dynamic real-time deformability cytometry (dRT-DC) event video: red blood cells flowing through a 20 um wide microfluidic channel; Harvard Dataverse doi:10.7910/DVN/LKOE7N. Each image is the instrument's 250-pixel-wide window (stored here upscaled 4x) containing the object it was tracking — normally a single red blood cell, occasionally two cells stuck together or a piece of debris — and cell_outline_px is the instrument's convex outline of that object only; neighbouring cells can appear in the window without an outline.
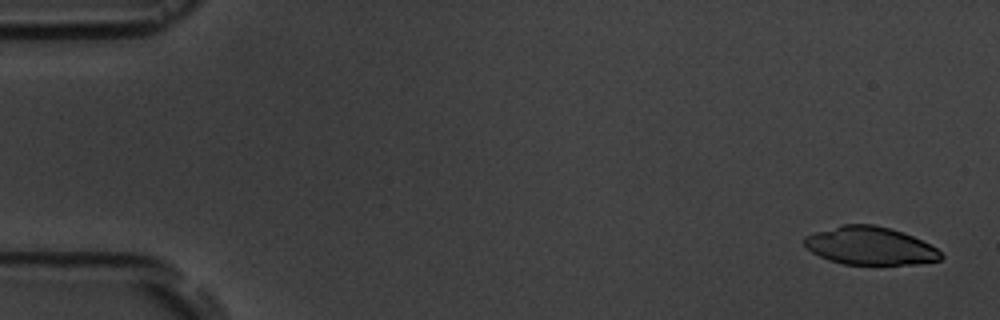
{"species": "common noctule bat (a hibernating species)", "species_latin": "Nyctalus noctula", "temperature_condition": "room temperature", "stored_images_in_passage": 6, "camera_frame_rate_fps": 3000, "um_per_image_px": 0.085, "animal": {"sex": "male", "body_mass_g": 19.5, "forearm_length_mm": 54.6}, "frame": {"image": 1, "passage_image": 1, "time_ms": 0.0, "image_size_px": [1000, 320], "cell_outline_px": [[944, 256], [940, 260], [916, 264], [844, 264], [828, 260], [812, 252], [804, 244], [804, 236], [840, 224], [872, 224], [904, 232], [936, 248]], "centroid_in_image_um": [73.94, 20.89], "position_along_channel_um": 11.1, "area_um2": 30.06}}